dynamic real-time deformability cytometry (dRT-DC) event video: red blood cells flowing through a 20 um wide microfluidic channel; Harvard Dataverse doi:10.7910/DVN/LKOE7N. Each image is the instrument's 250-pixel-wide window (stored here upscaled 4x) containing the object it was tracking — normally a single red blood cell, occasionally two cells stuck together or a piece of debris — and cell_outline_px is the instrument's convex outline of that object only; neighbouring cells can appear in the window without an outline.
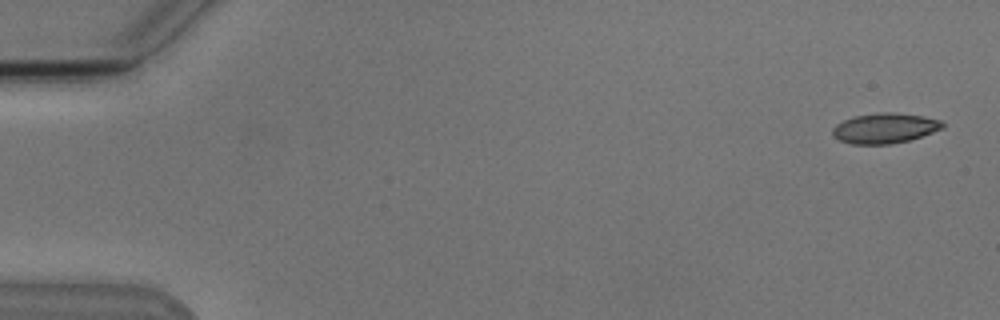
{"species": "Egyptian fruit bat (a non-hibernating species)", "species_latin": "Rousettus aegyptiacus", "temperature_condition": "cold", "stored_images_in_passage": 5, "camera_frame_rate_fps": 3000, "um_per_image_px": 0.085, "animal": {"sex": "male"}, "frame": {"image": 1, "passage_image": 1, "time_ms": 0.0, "image_size_px": [1000, 320], "cell_outline_px": [[944, 128], [908, 140], [892, 144], [852, 144], [840, 140], [832, 136], [832, 128], [836, 124], [844, 120], [856, 116], [880, 112], [892, 112], [920, 116], [940, 120], [944, 124]], "centroid_in_image_um": [75.17, 10.9], "position_along_channel_um": 9.8, "area_um2": 19.13}}